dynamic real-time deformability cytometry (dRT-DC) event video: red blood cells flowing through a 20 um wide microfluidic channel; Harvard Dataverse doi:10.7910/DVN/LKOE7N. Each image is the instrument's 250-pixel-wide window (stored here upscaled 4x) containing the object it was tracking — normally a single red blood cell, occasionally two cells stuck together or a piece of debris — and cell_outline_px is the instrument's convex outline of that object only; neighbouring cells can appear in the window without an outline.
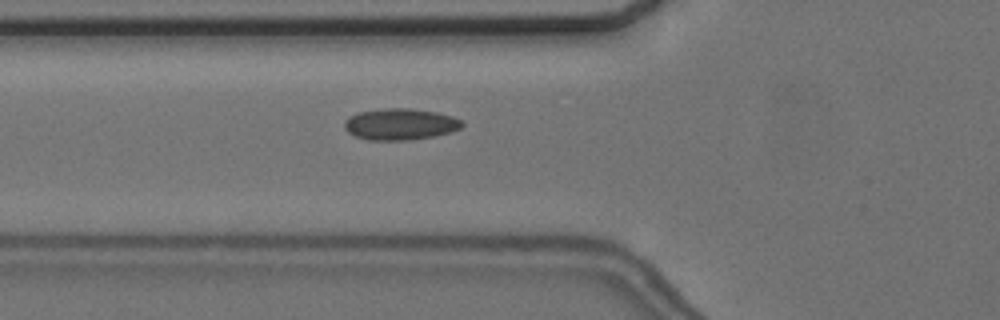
{"species": "common noctule bat (a hibernating species)", "species_latin": "Nyctalus noctula", "temperature_condition": "cold", "stored_images_in_passage": 30, "camera_frame_rate_fps": 3000, "um_per_image_px": 0.085, "animal": {"sex": "female", "body_mass_g": 24.6, "forearm_length_mm": 56.2}, "frame": {"image": 1, "passage_image": 13, "time_ms": 4.0, "image_size_px": [1000, 320], "cell_outline_px": [[464, 124], [460, 128], [452, 132], [432, 136], [408, 140], [368, 140], [356, 136], [348, 132], [344, 128], [344, 120], [348, 116], [360, 112], [384, 108], [408, 108], [436, 112], [452, 116], [460, 120]], "centroid_in_image_um": [33.99, 10.55], "position_along_channel_um": 91.8, "area_um2": 21.5}}
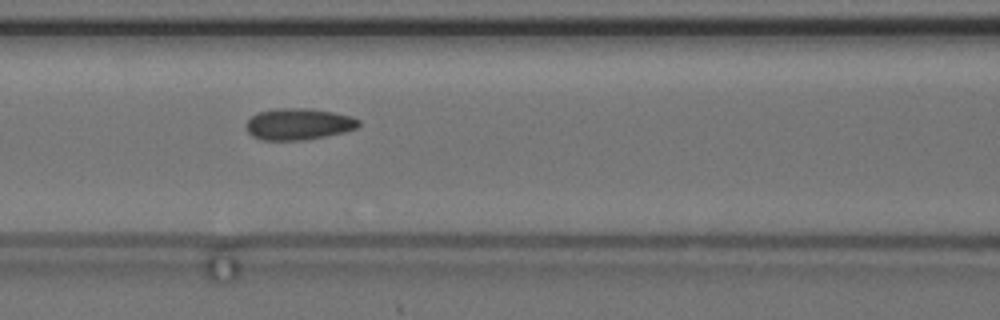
{"frame": {"image": 2, "passage_image": 17, "time_ms": 5.333, "image_size_px": [1000, 320], "cell_outline_px": [[360, 124], [356, 128], [344, 132], [304, 140], [260, 140], [252, 136], [248, 132], [248, 120], [256, 112], [276, 108], [308, 108], [332, 112], [352, 116], [360, 120]], "centroid_in_image_um": [25.38, 10.54], "position_along_channel_um": 141.2, "area_um2": 20.63}}